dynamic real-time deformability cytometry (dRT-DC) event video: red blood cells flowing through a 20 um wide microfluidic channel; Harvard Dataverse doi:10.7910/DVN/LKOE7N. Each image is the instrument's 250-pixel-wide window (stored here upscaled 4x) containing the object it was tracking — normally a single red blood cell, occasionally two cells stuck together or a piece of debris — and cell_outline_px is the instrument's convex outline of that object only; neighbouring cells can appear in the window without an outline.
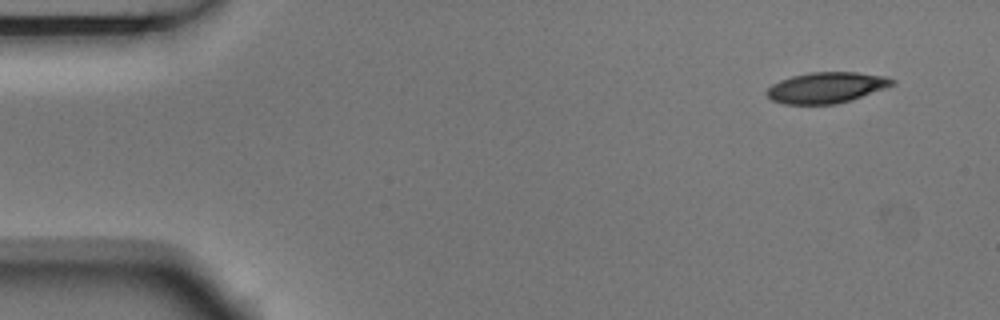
{"species": "Egyptian fruit bat (a non-hibernating species)", "species_latin": "Rousettus aegyptiacus", "temperature_condition": "room temperature", "stored_images_in_passage": 5, "segment_of_instrument_passage": [1, 2], "camera_frame_rate_fps": 3000, "um_per_image_px": 0.085, "animal": {"sex": "male"}, "frame": {"image": 1, "passage_image": 1, "time_ms": 0.0, "image_size_px": [1000, 320], "cell_outline_px": [[896, 84], [852, 100], [836, 104], [784, 104], [772, 100], [764, 92], [772, 84], [780, 80], [792, 76], [808, 72], [856, 72], [884, 76], [896, 80]], "centroid_in_image_um": [70.24, 7.44], "position_along_channel_um": 14.8, "area_um2": 22.66}}